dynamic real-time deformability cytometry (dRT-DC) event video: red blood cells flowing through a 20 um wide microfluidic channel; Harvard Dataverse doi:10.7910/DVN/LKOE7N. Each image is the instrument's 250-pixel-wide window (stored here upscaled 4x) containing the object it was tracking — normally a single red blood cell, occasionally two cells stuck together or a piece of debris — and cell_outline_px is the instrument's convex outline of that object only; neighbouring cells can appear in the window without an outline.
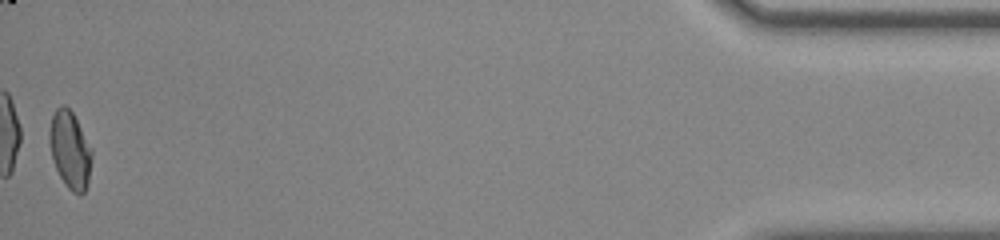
{"species": "common noctule bat (a hibernating species)", "species_latin": "Nyctalus noctula", "temperature_condition": "room temperature", "stored_images_in_passage": 57, "camera_frame_rate_fps": 3000, "um_per_image_px": 0.085, "animal": {"sex": "male", "body_mass_g": 20.0, "forearm_length_mm": 53.3}, "frame": {"image": 1, "passage_image": 57, "time_ms": 18.667, "image_size_px": [1000, 240], "cell_outline_px": [[92, 156], [88, 184], [84, 192], [80, 196], [72, 192], [64, 184], [56, 168], [52, 156], [48, 136], [52, 116], [56, 108], [64, 104], [72, 112], [92, 148]], "centroid_in_image_um": [5.96, 12.76], "position_along_channel_um": 429.2, "area_um2": 19.07}, "authors_computed_cell_mechanics": {"area_um2": 19.5942, "velocity_mm_per_s": 3.853, "shape_relaxation_time_tau1_ms": null, "shape_relaxation_time_tau2_ms": 2.5751, "deformation_change_tau1": null, "deformation_change_tau2": 0.0513}}